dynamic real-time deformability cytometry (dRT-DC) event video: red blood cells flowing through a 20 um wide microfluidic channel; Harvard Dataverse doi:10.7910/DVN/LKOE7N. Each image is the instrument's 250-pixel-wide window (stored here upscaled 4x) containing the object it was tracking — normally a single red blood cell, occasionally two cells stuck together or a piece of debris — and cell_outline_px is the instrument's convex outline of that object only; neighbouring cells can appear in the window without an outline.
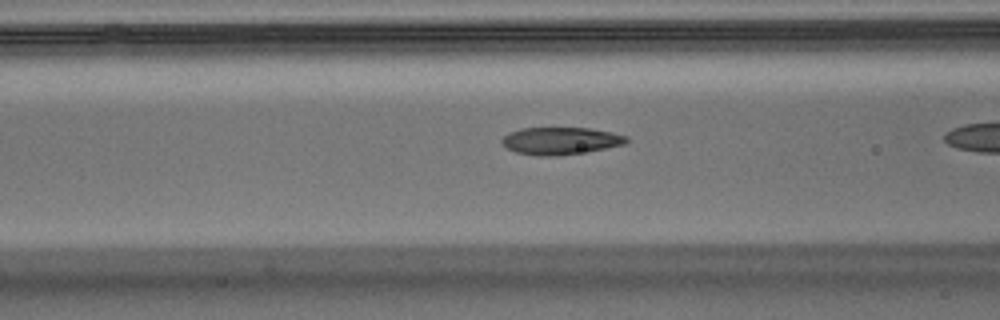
{"species": "Egyptian fruit bat (a non-hibernating species)", "species_latin": "Rousettus aegyptiacus", "temperature_condition": "warm", "stored_images_in_passage": 38, "camera_frame_rate_fps": 3000, "um_per_image_px": 0.085, "animal": {"sex": "male"}, "frame": {"image": 1, "passage_image": 16, "time_ms": 5.0, "image_size_px": [1000, 320], "cell_outline_px": [[628, 140], [624, 144], [584, 152], [556, 156], [536, 156], [516, 152], [504, 148], [500, 140], [508, 132], [520, 128], [592, 128], [612, 132], [628, 136]], "centroid_in_image_um": [47.59, 11.97], "position_along_channel_um": 119.0, "area_um2": 20.0}}
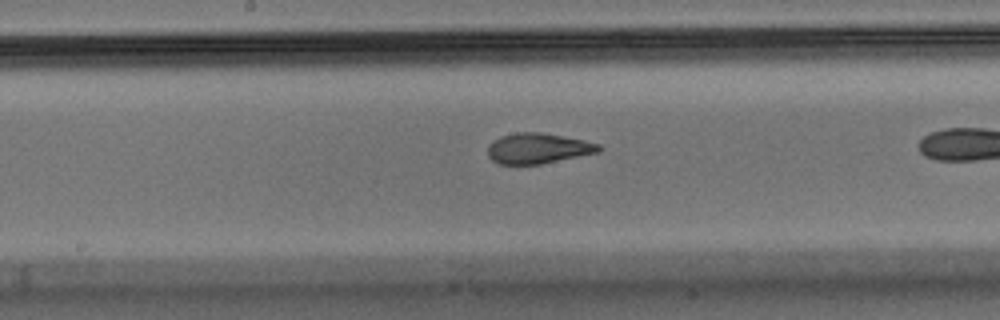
{"frame": {"image": 2, "passage_image": 23, "time_ms": 7.333, "image_size_px": [1000, 320], "cell_outline_px": [[600, 152], [540, 164], [500, 164], [492, 160], [488, 156], [488, 144], [492, 140], [500, 136], [516, 132], [540, 132], [564, 136], [584, 140], [600, 144]], "centroid_in_image_um": [45.71, 12.6], "position_along_channel_um": 202.5, "area_um2": 19.77}}
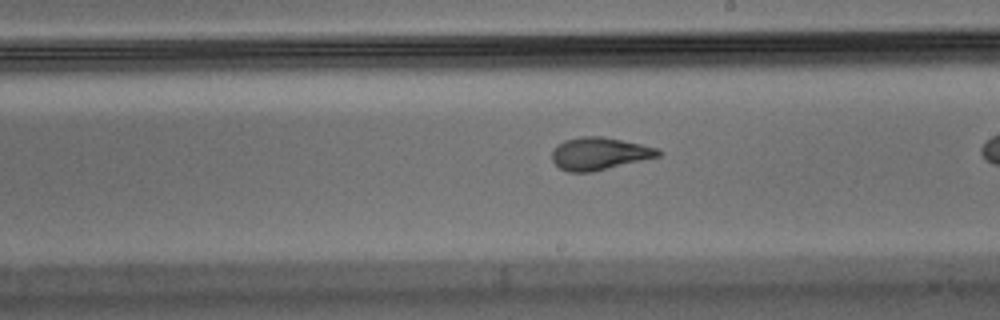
{"frame": {"image": 3, "passage_image": 26, "time_ms": 8.333, "image_size_px": [1000, 320], "cell_outline_px": [[664, 152], [660, 156], [592, 172], [568, 172], [560, 168], [552, 160], [552, 148], [556, 144], [564, 140], [580, 136], [604, 136], [660, 148]], "centroid_in_image_um": [50.95, 13.04], "position_along_channel_um": 238.1, "area_um2": 20.4}}